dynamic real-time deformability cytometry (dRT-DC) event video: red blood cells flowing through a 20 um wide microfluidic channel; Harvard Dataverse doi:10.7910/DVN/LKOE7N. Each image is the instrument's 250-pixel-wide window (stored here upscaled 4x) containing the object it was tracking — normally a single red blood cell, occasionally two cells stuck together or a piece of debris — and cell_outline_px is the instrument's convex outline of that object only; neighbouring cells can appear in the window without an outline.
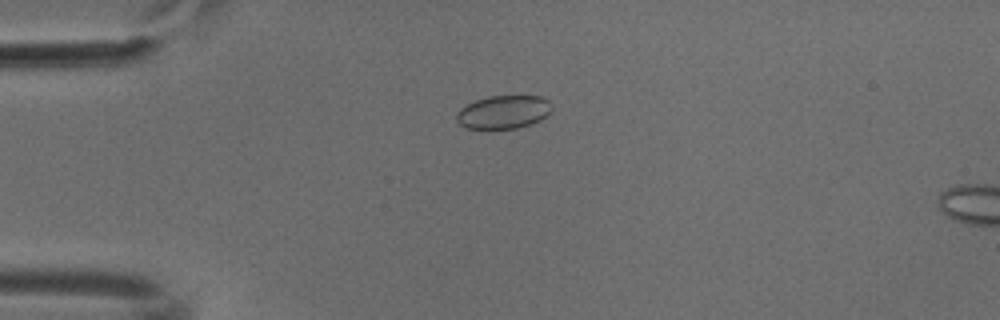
{"species": "common noctule bat (a hibernating species)", "species_latin": "Nyctalus noctula", "temperature_condition": "cold", "stored_images_in_passage": 5, "camera_frame_rate_fps": 3000, "um_per_image_px": 0.085, "animal": {"sex": "male", "body_mass_g": 18.8}, "frame": {"image": 1, "passage_image": 1, "time_ms": 0.0, "image_size_px": [1000, 320], "cell_outline_px": [[552, 108], [540, 120], [532, 124], [516, 128], [464, 128], [456, 120], [456, 112], [460, 108], [476, 100], [488, 96], [540, 96], [548, 100], [552, 104]], "centroid_in_image_um": [42.78, 9.52], "position_along_channel_um": 42.2, "area_um2": 18.38}}